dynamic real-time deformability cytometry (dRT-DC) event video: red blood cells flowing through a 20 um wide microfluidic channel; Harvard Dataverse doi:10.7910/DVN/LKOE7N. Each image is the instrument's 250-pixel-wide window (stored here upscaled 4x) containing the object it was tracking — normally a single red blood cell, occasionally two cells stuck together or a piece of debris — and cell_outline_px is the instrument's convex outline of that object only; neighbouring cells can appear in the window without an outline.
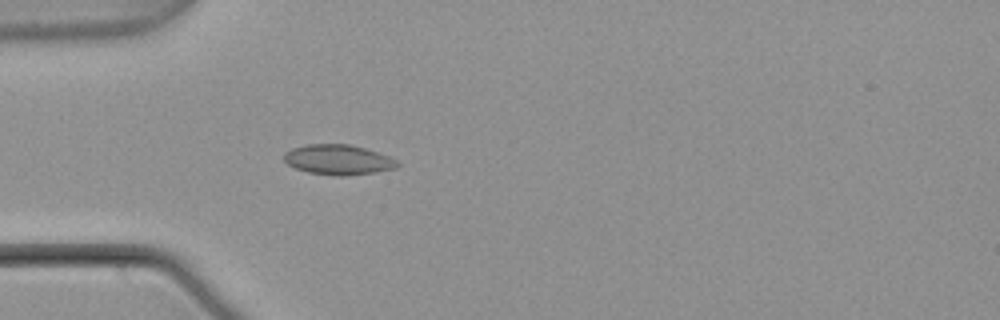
{"species": "common noctule bat (a hibernating species)", "species_latin": "Nyctalus noctula", "temperature_condition": "warm", "stored_images_in_passage": 4, "camera_frame_rate_fps": 3000, "um_per_image_px": 0.085, "animal": {"sex": "male", "body_mass_g": 21.5, "forearm_length_mm": 52.0}, "frame": {"image": 1, "passage_image": 4, "time_ms": 1.0, "image_size_px": [1000, 320], "cell_outline_px": [[400, 164], [396, 168], [372, 172], [344, 176], [336, 176], [308, 172], [296, 168], [288, 164], [284, 160], [284, 152], [292, 148], [308, 144], [348, 144], [364, 148], [388, 156], [396, 160]], "centroid_in_image_um": [28.72, 13.57], "position_along_channel_um": 56.3, "area_um2": 19.65}}